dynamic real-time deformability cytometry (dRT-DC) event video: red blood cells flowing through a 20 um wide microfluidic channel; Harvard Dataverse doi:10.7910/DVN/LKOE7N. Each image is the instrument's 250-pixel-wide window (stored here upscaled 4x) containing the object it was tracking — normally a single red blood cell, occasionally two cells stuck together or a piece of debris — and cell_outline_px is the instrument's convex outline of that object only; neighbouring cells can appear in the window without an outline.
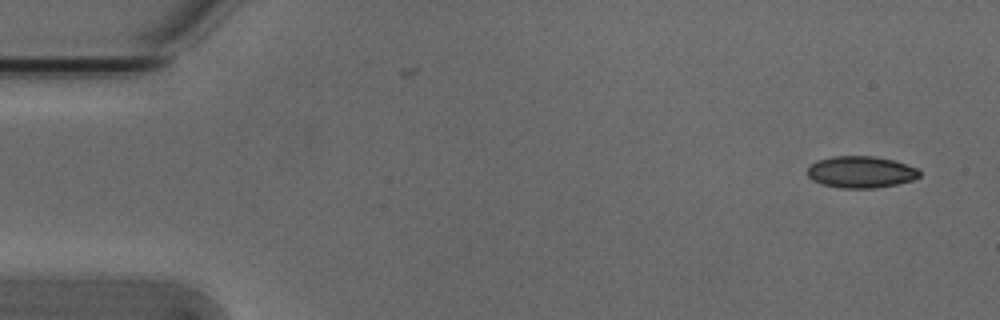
{"species": "Egyptian fruit bat (a non-hibernating species)", "species_latin": "Rousettus aegyptiacus", "temperature_condition": "cold", "stored_images_in_passage": 5, "camera_frame_rate_fps": 3000, "um_per_image_px": 0.085, "animal": {"sex": "male"}, "frame": {"image": 1, "passage_image": 1, "time_ms": 0.0, "image_size_px": [1000, 320], "cell_outline_px": [[920, 176], [912, 180], [896, 184], [876, 188], [840, 188], [820, 184], [812, 180], [808, 176], [808, 168], [812, 164], [820, 160], [832, 156], [872, 156], [892, 160], [916, 168], [920, 172]], "centroid_in_image_um": [73.15, 14.63], "position_along_channel_um": 11.8, "area_um2": 20.52}}